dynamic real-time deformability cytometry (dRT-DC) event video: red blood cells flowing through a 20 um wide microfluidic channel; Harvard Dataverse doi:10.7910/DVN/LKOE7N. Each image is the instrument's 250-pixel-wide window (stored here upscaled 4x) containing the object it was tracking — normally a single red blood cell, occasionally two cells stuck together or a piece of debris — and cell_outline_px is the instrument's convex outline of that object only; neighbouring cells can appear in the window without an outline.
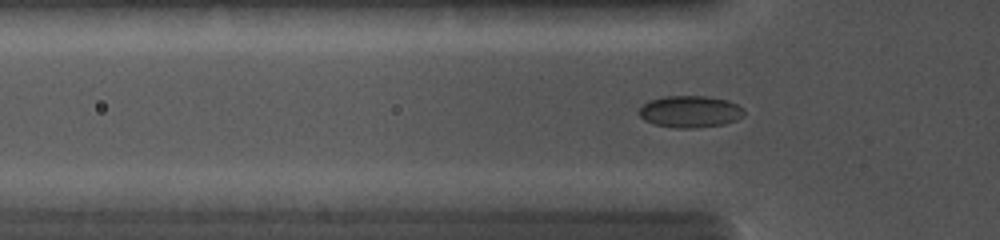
{"species": "common noctule bat (a hibernating species)", "species_latin": "Nyctalus noctula", "temperature_condition": "cold", "stored_images_in_passage": 50, "camera_frame_rate_fps": 5000, "um_per_image_px": 0.085, "animal": {"sex": "female", "body_mass_g": 19.0, "forearm_length_mm": 56.7}, "frame": {"image": 1, "passage_image": 17, "time_ms": 3.6, "image_size_px": [1000, 240], "cell_outline_px": [[744, 116], [736, 120], [724, 124], [696, 128], [676, 128], [656, 124], [644, 120], [640, 116], [640, 108], [648, 100], [664, 96], [708, 96], [728, 100], [744, 108]], "centroid_in_image_um": [58.69, 9.48], "position_along_channel_um": 67.1, "area_um2": 19.54}}
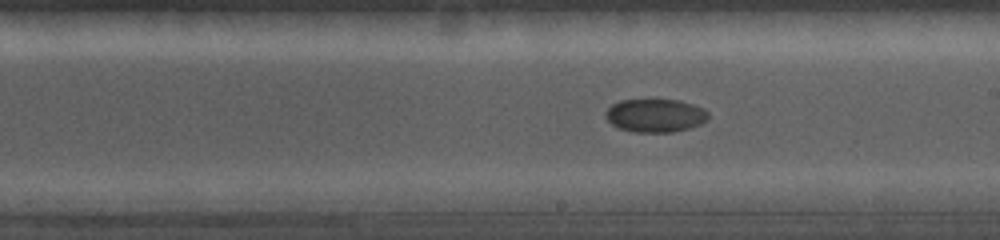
{"frame": {"image": 2, "passage_image": 36, "time_ms": 7.6, "image_size_px": [1000, 240], "cell_outline_px": [[708, 120], [700, 124], [688, 128], [672, 132], [636, 132], [620, 128], [612, 124], [604, 116], [604, 112], [612, 104], [620, 100], [680, 100], [704, 108], [708, 112]], "centroid_in_image_um": [55.7, 9.81], "position_along_channel_um": 233.3, "area_um2": 19.88}}
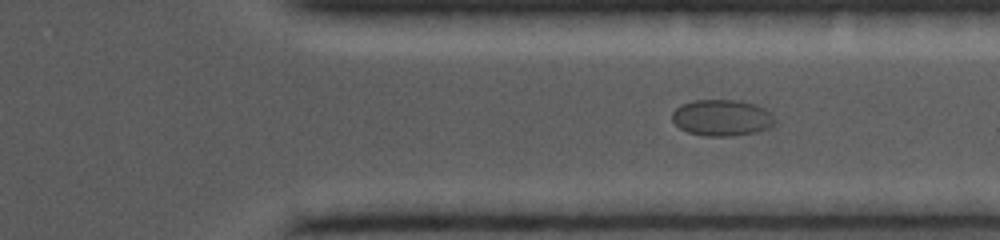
{"frame": {"image": 3, "passage_image": 48, "time_ms": 10.4, "image_size_px": [1000, 240], "cell_outline_px": [[776, 124], [768, 128], [756, 132], [728, 136], [704, 136], [688, 132], [680, 128], [672, 120], [672, 112], [676, 108], [684, 104], [696, 100], [736, 100], [756, 104], [764, 108], [776, 120]], "centroid_in_image_um": [61.37, 10.01], "position_along_channel_um": 350.0, "area_um2": 21.62}}